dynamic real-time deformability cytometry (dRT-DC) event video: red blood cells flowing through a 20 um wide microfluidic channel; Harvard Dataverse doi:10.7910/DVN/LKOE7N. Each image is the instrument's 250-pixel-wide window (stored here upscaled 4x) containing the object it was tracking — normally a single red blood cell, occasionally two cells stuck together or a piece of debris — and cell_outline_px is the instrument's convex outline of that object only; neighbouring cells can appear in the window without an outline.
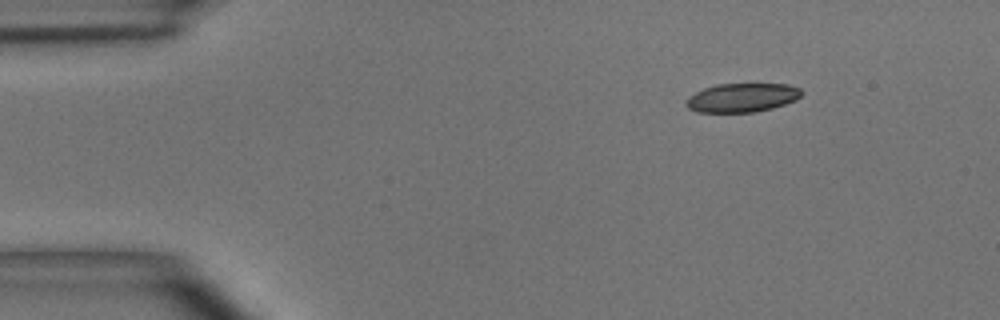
{"species": "common noctule bat (a hibernating species)", "species_latin": "Nyctalus noctula", "temperature_condition": "room temperature", "stored_images_in_passage": 9, "camera_frame_rate_fps": 3000, "um_per_image_px": 0.085, "animal": {"sex": "male", "body_mass_g": 15.6}, "frame": {"image": 1, "passage_image": 1, "time_ms": 0.0, "image_size_px": [1000, 320], "cell_outline_px": [[804, 92], [796, 100], [772, 108], [756, 112], [696, 112], [688, 108], [684, 104], [684, 100], [688, 96], [704, 88], [716, 84], [788, 84], [800, 88]], "centroid_in_image_um": [63.05, 8.3], "position_along_channel_um": 21.9, "area_um2": 19.59}}